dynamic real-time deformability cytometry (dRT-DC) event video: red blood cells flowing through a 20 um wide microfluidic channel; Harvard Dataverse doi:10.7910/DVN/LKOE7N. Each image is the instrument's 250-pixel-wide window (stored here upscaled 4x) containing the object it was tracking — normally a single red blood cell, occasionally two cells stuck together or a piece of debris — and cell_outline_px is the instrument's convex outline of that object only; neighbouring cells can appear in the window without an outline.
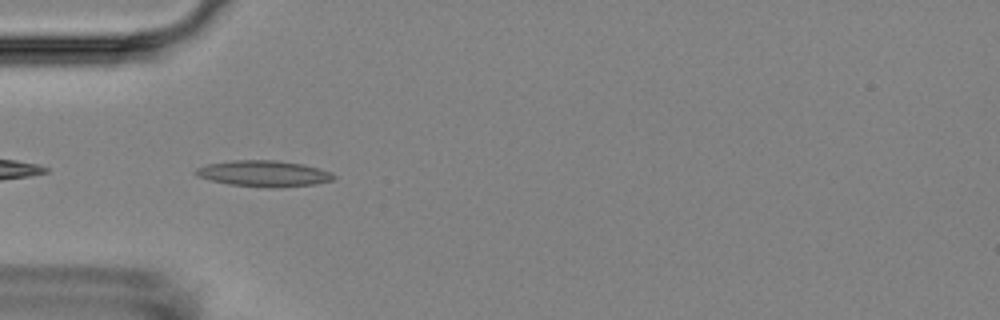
{"species": "Egyptian fruit bat (a non-hibernating species)", "species_latin": "Rousettus aegyptiacus", "temperature_condition": "room temperature", "stored_images_in_passage": 4, "camera_frame_rate_fps": 3000, "um_per_image_px": 0.085, "animal": {"sex": "female"}, "frame": {"image": 1, "passage_image": 4, "time_ms": 3.333, "image_size_px": [1000, 320], "cell_outline_px": [[336, 176], [332, 180], [316, 184], [276, 188], [268, 188], [228, 184], [196, 176], [192, 172], [196, 168], [208, 164], [232, 160], [276, 160], [304, 164], [332, 172]], "centroid_in_image_um": [22.42, 14.75], "position_along_channel_um": 62.6, "area_um2": 21.15}}